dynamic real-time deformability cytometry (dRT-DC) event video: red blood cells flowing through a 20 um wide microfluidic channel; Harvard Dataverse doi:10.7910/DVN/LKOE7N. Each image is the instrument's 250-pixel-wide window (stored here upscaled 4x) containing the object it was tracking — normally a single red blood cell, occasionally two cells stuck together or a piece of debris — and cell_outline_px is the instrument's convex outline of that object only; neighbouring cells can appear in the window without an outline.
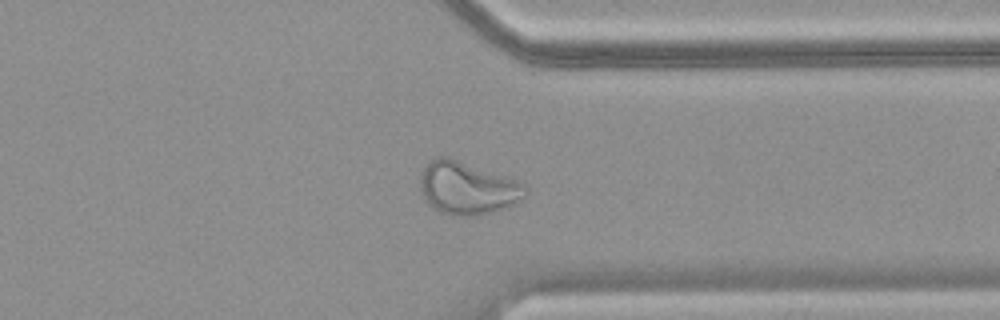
{"species": "common noctule bat (a hibernating species)", "species_latin": "Nyctalus noctula", "temperature_condition": "warm", "stored_images_in_passage": 70, "camera_frame_rate_fps": 3000, "um_per_image_px": 0.085, "animal": {"sex": "female", "body_mass_g": 18.4}, "frame": {"image": 1, "passage_image": 55, "time_ms": 18.0, "image_size_px": [1000, 320], "cell_outline_px": [[528, 192], [516, 204], [508, 208], [476, 216], [456, 216], [440, 212], [428, 204], [424, 200], [420, 192], [420, 180], [424, 168], [436, 156], [448, 156], [516, 180], [524, 184], [528, 188]], "centroid_in_image_um": [39.74, 16.01], "position_along_channel_um": 371.7, "area_um2": 32.54}}
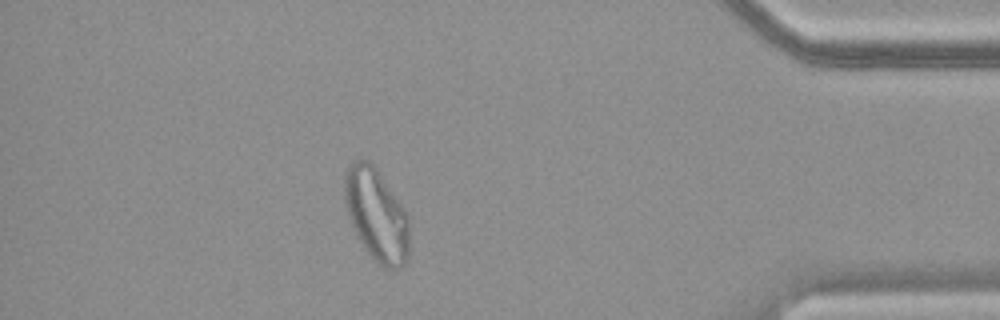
{"frame": {"image": 2, "passage_image": 62, "time_ms": 20.333, "image_size_px": [1000, 320], "cell_outline_px": [[408, 260], [400, 268], [384, 268], [364, 248], [356, 236], [352, 228], [344, 204], [344, 172], [348, 164], [356, 160], [368, 160], [376, 168], [408, 216]], "centroid_in_image_um": [31.95, 18.26], "position_along_channel_um": 403.2, "area_um2": 34.74}}